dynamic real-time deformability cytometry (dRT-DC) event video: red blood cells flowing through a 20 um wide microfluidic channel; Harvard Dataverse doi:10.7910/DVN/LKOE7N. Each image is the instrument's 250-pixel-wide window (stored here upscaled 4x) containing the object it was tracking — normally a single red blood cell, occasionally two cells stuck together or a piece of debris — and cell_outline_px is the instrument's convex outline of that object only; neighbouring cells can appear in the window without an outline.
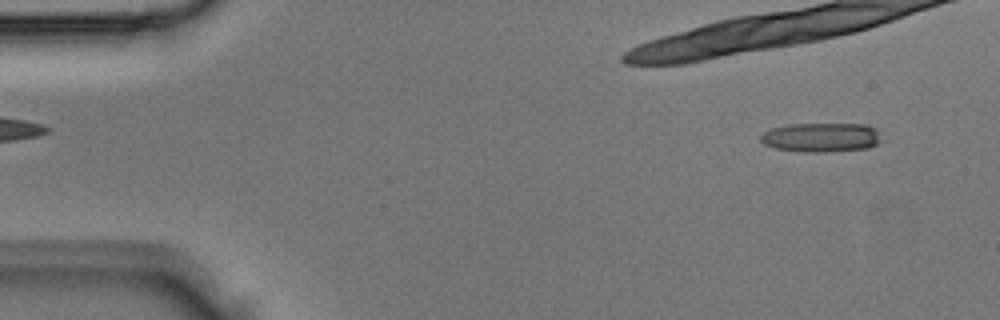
{"species": "Egyptian fruit bat (a non-hibernating species)", "species_latin": "Rousettus aegyptiacus", "temperature_condition": "room temperature", "stored_images_in_passage": 6, "camera_frame_rate_fps": 3000, "um_per_image_px": 0.085, "animal": {"sex": "male"}, "frame": {"image": 1, "passage_image": 1, "time_ms": 0.0, "image_size_px": [1000, 320], "cell_outline_px": [[880, 140], [876, 144], [868, 148], [828, 152], [804, 152], [776, 148], [764, 144], [760, 140], [760, 136], [764, 132], [772, 128], [788, 124], [868, 124], [876, 128]], "centroid_in_image_um": [69.8, 11.67], "position_along_channel_um": 15.2, "area_um2": 20.58}}
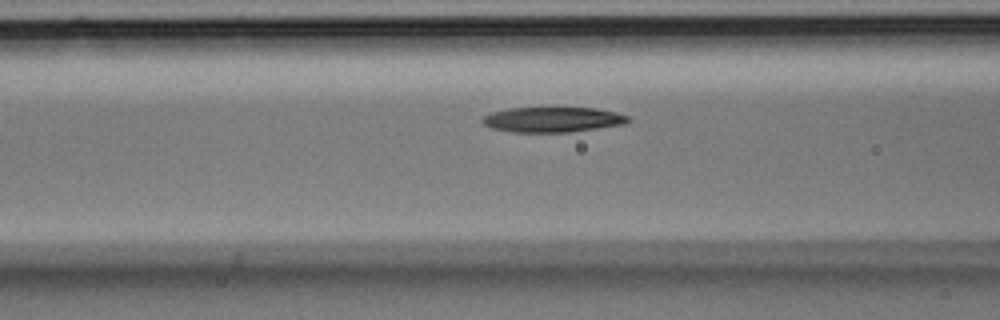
{"frame": {"image": 2, "passage_image": 6, "time_ms": 1.667, "image_size_px": [1000, 320], "cell_outline_px": [[632, 120], [624, 124], [568, 132], [512, 132], [492, 128], [484, 124], [480, 120], [484, 116], [492, 112], [508, 108], [596, 108], [616, 112], [628, 116]], "centroid_in_image_um": [46.97, 10.16], "position_along_channel_um": 119.6, "area_um2": 21.27}}